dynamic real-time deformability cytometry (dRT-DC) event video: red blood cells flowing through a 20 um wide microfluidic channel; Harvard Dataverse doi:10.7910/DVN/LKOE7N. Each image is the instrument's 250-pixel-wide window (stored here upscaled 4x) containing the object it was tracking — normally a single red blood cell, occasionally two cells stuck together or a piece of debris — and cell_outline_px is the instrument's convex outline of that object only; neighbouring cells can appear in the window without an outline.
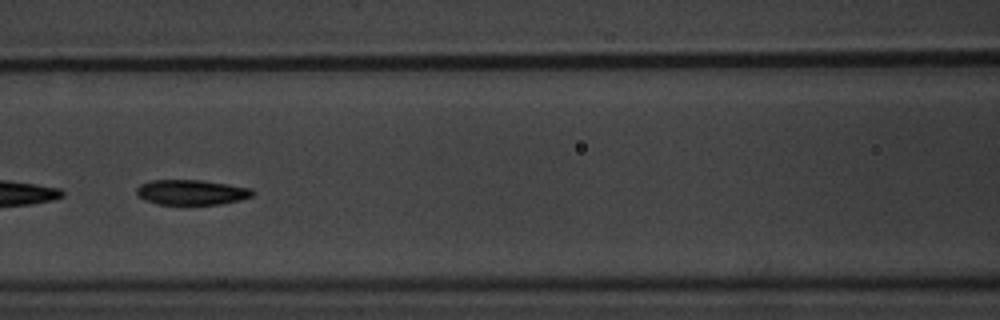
{"species": "common noctule bat (a hibernating species)", "species_latin": "Nyctalus noctula", "temperature_condition": "warm", "stored_images_in_passage": 9, "segment_of_instrument_passage": [1, 2], "camera_frame_rate_fps": 3000, "um_per_image_px": 0.085, "animal": {"sex": "male", "body_mass_g": 20.1, "forearm_length_mm": 53.5}, "frame": {"image": 1, "passage_image": 8, "time_ms": 8.0, "image_size_px": [1000, 320], "cell_outline_px": [[256, 192], [252, 196], [240, 200], [220, 204], [156, 204], [144, 200], [136, 196], [136, 188], [140, 184], [152, 180], [200, 180], [228, 184], [252, 188]], "centroid_in_image_um": [16.26, 16.34], "position_along_channel_um": 150.3, "area_um2": 17.11}}